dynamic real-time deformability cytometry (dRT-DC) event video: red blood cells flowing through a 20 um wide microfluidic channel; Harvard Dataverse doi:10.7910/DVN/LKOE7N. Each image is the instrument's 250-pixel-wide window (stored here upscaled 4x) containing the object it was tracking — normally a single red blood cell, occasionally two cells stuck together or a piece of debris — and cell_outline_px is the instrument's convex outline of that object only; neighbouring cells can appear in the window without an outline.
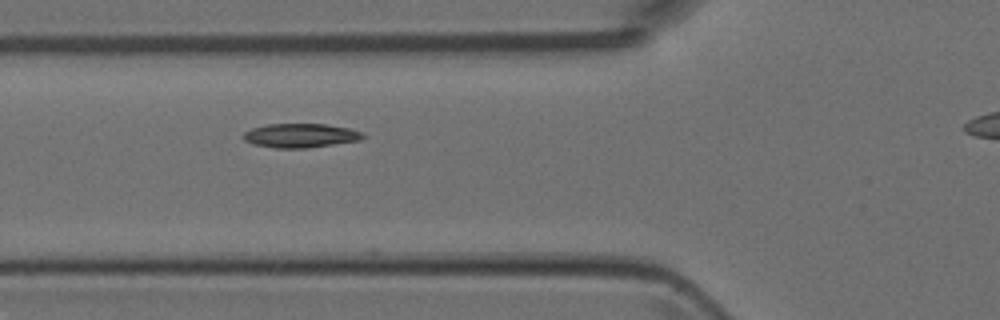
{"species": "Egyptian fruit bat (a non-hibernating species)", "species_latin": "Rousettus aegyptiacus", "temperature_condition": "room temperature", "stored_images_in_passage": 4, "segment_of_instrument_passage": [1, 2], "camera_frame_rate_fps": 3000, "um_per_image_px": 0.085, "animal": {"sex": "female"}, "frame": {"image": 1, "passage_image": 3, "time_ms": 2.333, "image_size_px": [1000, 320], "cell_outline_px": [[364, 136], [360, 140], [308, 148], [276, 148], [252, 144], [244, 140], [244, 132], [252, 128], [268, 124], [328, 124], [348, 128], [364, 132]], "centroid_in_image_um": [25.55, 11.52], "position_along_channel_um": 100.2, "area_um2": 16.76}}